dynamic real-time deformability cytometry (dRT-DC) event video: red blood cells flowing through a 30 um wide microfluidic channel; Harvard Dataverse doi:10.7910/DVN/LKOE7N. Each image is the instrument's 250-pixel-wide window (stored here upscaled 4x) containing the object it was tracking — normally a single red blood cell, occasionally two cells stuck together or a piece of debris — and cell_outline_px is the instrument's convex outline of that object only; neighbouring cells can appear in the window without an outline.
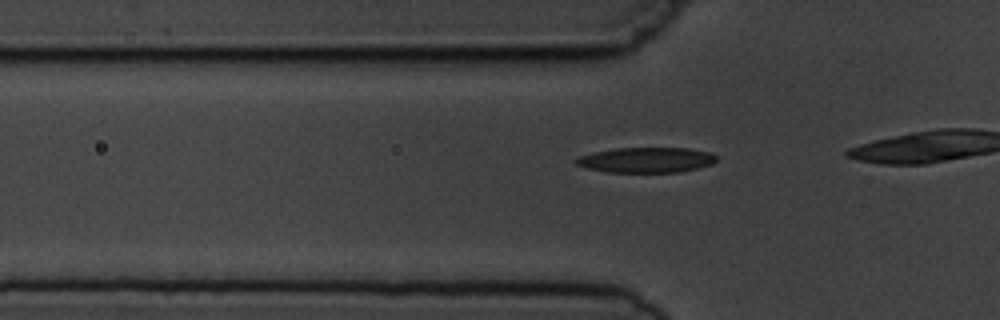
{"species": "common noctule bat (a hibernating species)", "species_latin": "Nyctalus noctula", "temperature_condition": "cold", "stored_images_in_passage": 6, "segment_of_instrument_passage": [2, 2], "camera_frame_rate_fps": 3000, "um_per_image_px": 0.085, "animal": {"sex": "male", "body_mass_g": 19.5, "forearm_length_mm": 54.6}, "frame": {"image": 1, "passage_image": 6, "time_ms": 6.667, "image_size_px": [1000, 320], "cell_outline_px": [[716, 160], [712, 164], [680, 172], [608, 172], [588, 168], [576, 164], [572, 160], [580, 156], [592, 152], [616, 148], [688, 148], [708, 152], [716, 156]], "centroid_in_image_um": [54.9, 13.59], "position_along_channel_um": 70.9, "area_um2": 20.58}}